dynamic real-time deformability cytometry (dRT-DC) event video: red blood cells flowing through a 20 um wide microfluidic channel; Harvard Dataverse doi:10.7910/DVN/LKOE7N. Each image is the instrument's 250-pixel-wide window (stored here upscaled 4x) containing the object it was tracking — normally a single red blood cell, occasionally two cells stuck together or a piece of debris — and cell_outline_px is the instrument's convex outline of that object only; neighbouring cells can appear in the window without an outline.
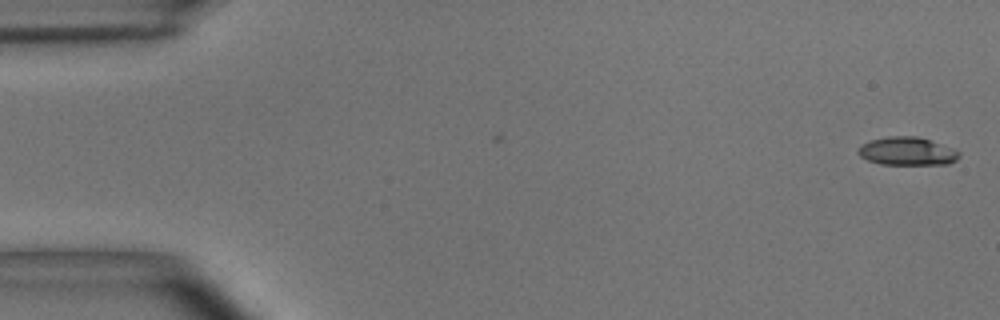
{"species": "common noctule bat (a hibernating species)", "species_latin": "Nyctalus noctula", "temperature_condition": "room temperature", "stored_images_in_passage": 3, "camera_frame_rate_fps": 3000, "um_per_image_px": 0.085, "animal": {"sex": "male", "body_mass_g": 15.6}, "frame": {"image": 1, "passage_image": 3, "time_ms": 0.667, "image_size_px": [1000, 320], "cell_outline_px": [[960, 156], [956, 160], [948, 164], [880, 164], [868, 160], [860, 156], [856, 152], [864, 144], [872, 140], [888, 136], [916, 136], [928, 140], [960, 152]], "centroid_in_image_um": [77.09, 12.86], "position_along_channel_um": 7.9, "area_um2": 16.18}}